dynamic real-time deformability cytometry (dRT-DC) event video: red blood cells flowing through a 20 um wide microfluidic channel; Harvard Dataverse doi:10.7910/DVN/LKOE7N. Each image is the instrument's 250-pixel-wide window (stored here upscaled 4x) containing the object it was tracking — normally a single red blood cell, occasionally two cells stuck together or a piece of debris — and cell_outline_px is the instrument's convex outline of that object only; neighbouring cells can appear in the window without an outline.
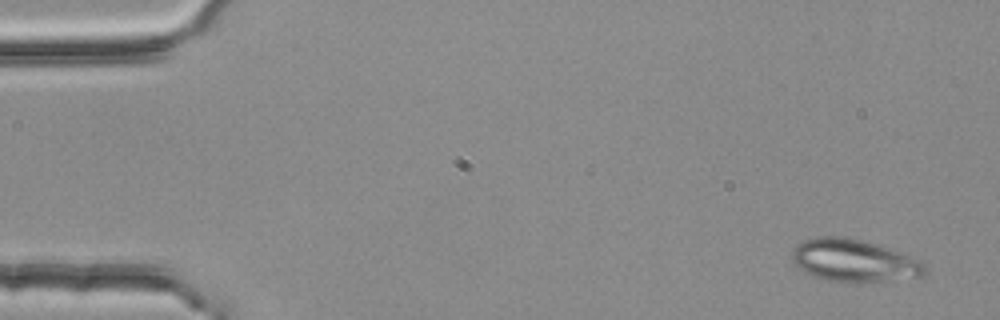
{"species": "common noctule bat (a hibernating species)", "species_latin": "Nyctalus noctula", "temperature_condition": "room temperature", "stored_images_in_passage": 4, "camera_frame_rate_fps": 3000, "um_per_image_px": 0.085, "animal": {"sex": "female", "body_mass_g": 25.1}, "frame": {"image": 1, "passage_image": 1, "time_ms": 0.0, "image_size_px": [1000, 320], "cell_outline_px": [[928, 272], [924, 276], [860, 284], [828, 280], [816, 276], [800, 268], [792, 260], [792, 248], [796, 244], [804, 240], [816, 236], [844, 236], [876, 244], [924, 260]], "centroid_in_image_um": [72.65, 22.16], "position_along_channel_um": 12.4, "area_um2": 33.35}}